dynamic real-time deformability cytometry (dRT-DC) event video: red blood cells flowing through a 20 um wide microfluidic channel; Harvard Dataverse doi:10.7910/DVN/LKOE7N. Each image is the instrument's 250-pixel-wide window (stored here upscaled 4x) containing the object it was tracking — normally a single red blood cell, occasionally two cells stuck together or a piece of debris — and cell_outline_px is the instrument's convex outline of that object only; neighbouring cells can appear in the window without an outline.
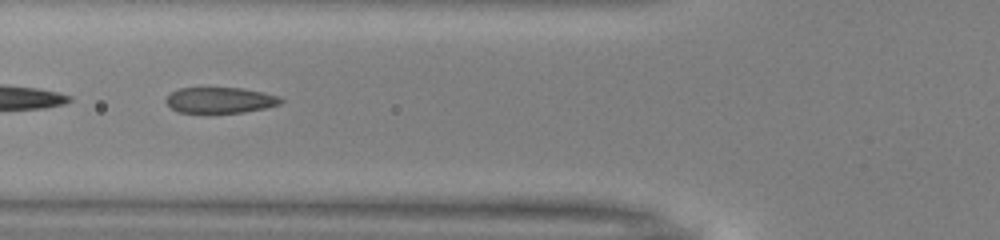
{"species": "common noctule bat (a hibernating species)", "species_latin": "Nyctalus noctula", "temperature_condition": "warm", "stored_images_in_passage": 25, "camera_frame_rate_fps": 3000, "um_per_image_px": 0.085, "animal": {"sex": "male", "body_mass_g": 13.0, "forearm_length_mm": 53.1}, "frame": {"image": 1, "passage_image": 8, "time_ms": 2.333, "image_size_px": [1000, 240], "cell_outline_px": [[284, 100], [280, 104], [264, 108], [244, 112], [180, 112], [172, 108], [164, 100], [172, 92], [180, 88], [244, 88], [264, 92], [280, 96]], "centroid_in_image_um": [18.76, 8.5], "position_along_channel_um": 107.0, "area_um2": 17.11}}